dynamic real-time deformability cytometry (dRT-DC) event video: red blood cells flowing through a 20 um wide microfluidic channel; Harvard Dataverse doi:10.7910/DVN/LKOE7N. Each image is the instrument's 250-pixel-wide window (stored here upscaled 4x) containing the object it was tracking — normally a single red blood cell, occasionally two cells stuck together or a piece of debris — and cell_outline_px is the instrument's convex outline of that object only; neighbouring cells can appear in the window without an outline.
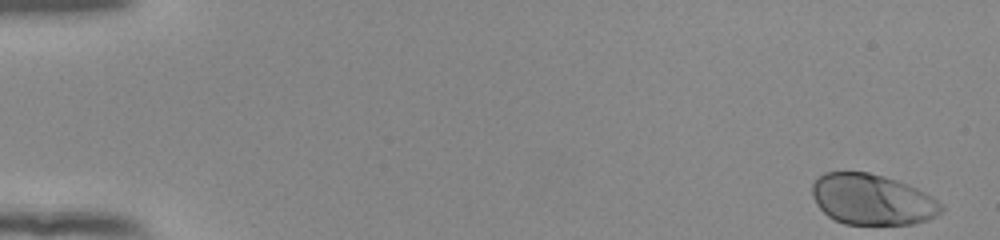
{"species": "human", "species_latin": "Homo sapiens", "temperature_condition": "room temperature", "stored_images_in_passage": 53, "camera_frame_rate_fps": 3000, "um_per_image_px": 0.085, "donor": {"sex": "female"}, "frame": {"image": 1, "passage_image": 1, "time_ms": 0.0, "image_size_px": [1000, 240], "cell_outline_px": [[944, 208], [936, 216], [928, 220], [912, 224], [844, 224], [828, 216], [816, 204], [812, 196], [812, 184], [816, 176], [824, 172], [868, 172], [884, 176], [908, 184], [932, 196], [944, 204]], "centroid_in_image_um": [74.13, 16.95], "position_along_channel_um": 10.9, "area_um2": 38.44}}
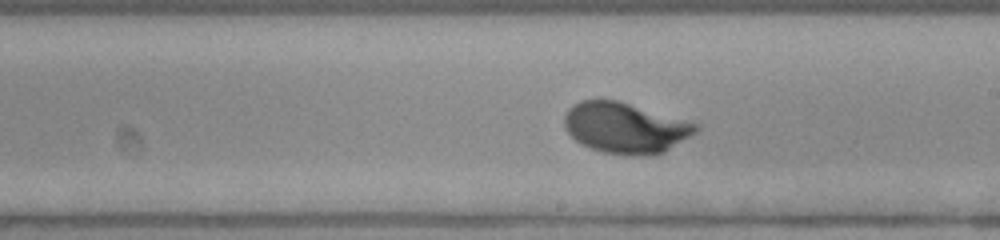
{"frame": {"image": 2, "passage_image": 31, "time_ms": 10.0, "image_size_px": [1000, 240], "cell_outline_px": [[700, 128], [696, 132], [664, 152], [640, 156], [636, 156], [604, 152], [580, 144], [564, 128], [564, 112], [572, 104], [580, 100], [616, 100], [700, 124]], "centroid_in_image_um": [53.12, 10.86], "position_along_channel_um": 235.9, "area_um2": 38.67}}
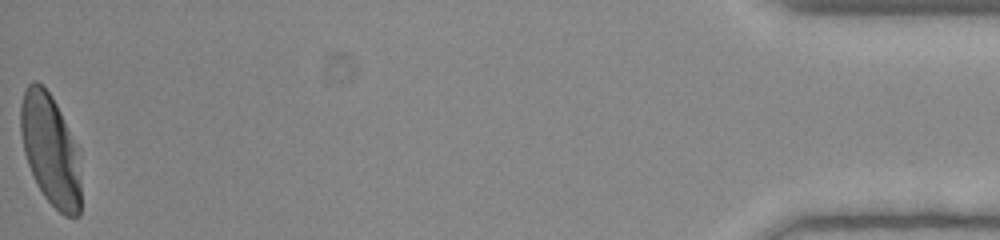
{"frame": {"image": 3, "passage_image": 53, "time_ms": 17.333, "image_size_px": [1000, 240], "cell_outline_px": [[80, 216], [64, 216], [44, 196], [36, 184], [28, 164], [24, 152], [20, 132], [20, 104], [24, 92], [28, 84], [32, 80], [36, 80], [52, 96], [80, 148]], "centroid_in_image_um": [4.3, 12.73], "position_along_channel_um": 430.9, "area_um2": 39.54}, "authors_computed_cell_mechanics": {"area_um2": 37.859, "velocity_mm_per_s": 3.8687, "shape_relaxation_time_tau1_ms": 2.5233, "shape_relaxation_time_tau2_ms": null, "deformation_change_tau1": 0.1682, "deformation_change_tau2": null}}